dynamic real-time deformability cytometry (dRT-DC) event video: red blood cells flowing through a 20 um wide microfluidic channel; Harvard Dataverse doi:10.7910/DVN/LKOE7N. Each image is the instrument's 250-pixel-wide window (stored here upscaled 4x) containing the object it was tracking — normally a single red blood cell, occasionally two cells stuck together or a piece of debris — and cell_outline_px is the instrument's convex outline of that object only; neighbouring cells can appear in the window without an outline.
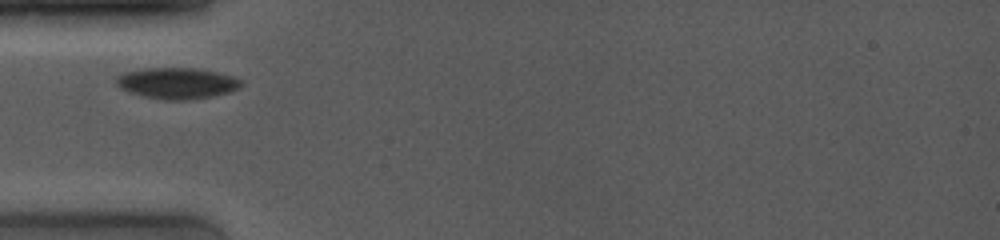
{"species": "common noctule bat (a hibernating species)", "species_latin": "Nyctalus noctula", "temperature_condition": "room temperature", "stored_images_in_passage": 36, "camera_frame_rate_fps": 4000, "um_per_image_px": 0.085, "animal": {"sex": "female", "body_mass_g": 19.0, "forearm_length_mm": 53.3}, "frame": {"image": 1, "passage_image": 1, "time_ms": 0.0, "image_size_px": [1000, 240], "cell_outline_px": [[244, 84], [240, 88], [232, 92], [212, 96], [188, 100], [164, 100], [144, 96], [120, 88], [116, 84], [116, 76], [124, 72], [144, 68], [196, 68], [216, 72], [232, 76], [244, 80]], "centroid_in_image_um": [15.09, 7.07], "position_along_channel_um": 69.9, "area_um2": 22.83}}
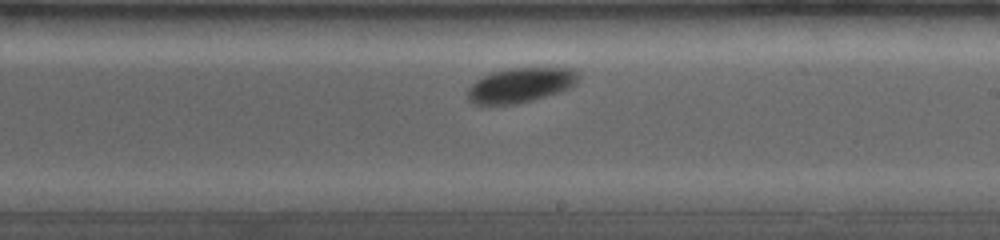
{"frame": {"image": 2, "passage_image": 23, "time_ms": 4.5, "image_size_px": [1000, 240], "cell_outline_px": [[580, 80], [576, 84], [560, 92], [532, 100], [516, 104], [488, 108], [472, 104], [468, 100], [468, 88], [476, 80], [492, 72], [512, 68], [568, 68], [576, 72], [580, 76]], "centroid_in_image_um": [44.19, 7.29], "position_along_channel_um": 244.8, "area_um2": 22.95}}
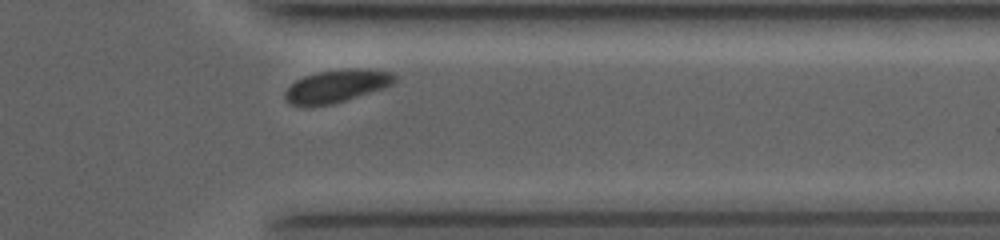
{"frame": {"image": 3, "passage_image": 34, "time_ms": 8.0, "image_size_px": [1000, 240], "cell_outline_px": [[396, 80], [392, 84], [384, 88], [332, 104], [292, 104], [284, 96], [284, 92], [296, 80], [304, 76], [320, 72], [348, 68], [356, 68], [392, 72], [396, 76]], "centroid_in_image_um": [28.67, 7.28], "position_along_channel_um": 382.7, "area_um2": 20.29}}